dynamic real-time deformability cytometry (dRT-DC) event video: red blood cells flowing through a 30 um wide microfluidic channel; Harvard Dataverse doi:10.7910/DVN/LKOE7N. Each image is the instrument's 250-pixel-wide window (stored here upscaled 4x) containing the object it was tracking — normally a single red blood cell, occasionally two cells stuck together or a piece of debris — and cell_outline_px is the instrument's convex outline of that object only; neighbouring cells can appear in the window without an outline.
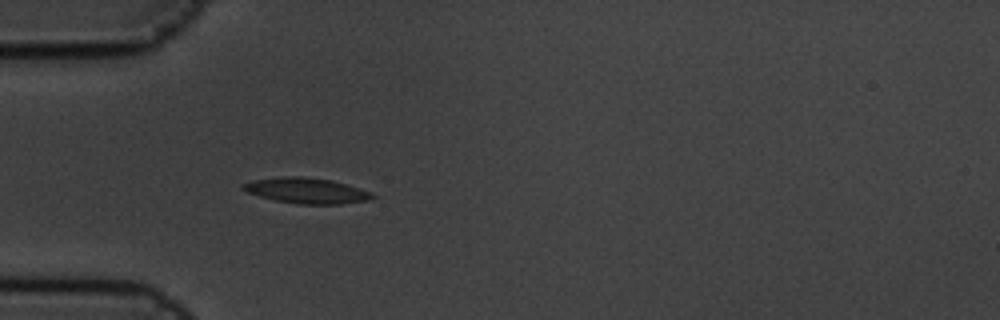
{"species": "common noctule bat (a hibernating species)", "species_latin": "Nyctalus noctula", "temperature_condition": "cold", "stored_images_in_passage": 5, "camera_frame_rate_fps": 3000, "um_per_image_px": 0.085, "animal": {"sex": "male", "body_mass_g": 19.5, "forearm_length_mm": 54.6}, "frame": {"image": 1, "passage_image": 5, "time_ms": 1.333, "image_size_px": [1000, 320], "cell_outline_px": [[376, 196], [368, 200], [340, 204], [296, 204], [276, 200], [260, 196], [248, 192], [240, 188], [240, 184], [252, 180], [280, 176], [304, 176], [332, 180], [360, 188], [372, 192]], "centroid_in_image_um": [26.04, 16.19], "position_along_channel_um": 59.0, "area_um2": 19.42}}